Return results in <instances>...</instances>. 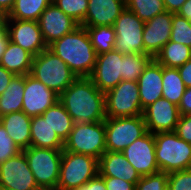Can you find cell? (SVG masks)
I'll return each instance as SVG.
<instances>
[{
    "label": "cell",
    "instance_id": "cell-32",
    "mask_svg": "<svg viewBox=\"0 0 191 190\" xmlns=\"http://www.w3.org/2000/svg\"><path fill=\"white\" fill-rule=\"evenodd\" d=\"M126 8L146 22L166 11L163 0H125Z\"/></svg>",
    "mask_w": 191,
    "mask_h": 190
},
{
    "label": "cell",
    "instance_id": "cell-33",
    "mask_svg": "<svg viewBox=\"0 0 191 190\" xmlns=\"http://www.w3.org/2000/svg\"><path fill=\"white\" fill-rule=\"evenodd\" d=\"M170 41L182 43L191 48V22L173 14Z\"/></svg>",
    "mask_w": 191,
    "mask_h": 190
},
{
    "label": "cell",
    "instance_id": "cell-42",
    "mask_svg": "<svg viewBox=\"0 0 191 190\" xmlns=\"http://www.w3.org/2000/svg\"><path fill=\"white\" fill-rule=\"evenodd\" d=\"M178 109L181 115L191 114V87H186Z\"/></svg>",
    "mask_w": 191,
    "mask_h": 190
},
{
    "label": "cell",
    "instance_id": "cell-40",
    "mask_svg": "<svg viewBox=\"0 0 191 190\" xmlns=\"http://www.w3.org/2000/svg\"><path fill=\"white\" fill-rule=\"evenodd\" d=\"M9 40L7 15L0 13V59L5 52Z\"/></svg>",
    "mask_w": 191,
    "mask_h": 190
},
{
    "label": "cell",
    "instance_id": "cell-13",
    "mask_svg": "<svg viewBox=\"0 0 191 190\" xmlns=\"http://www.w3.org/2000/svg\"><path fill=\"white\" fill-rule=\"evenodd\" d=\"M121 153L141 177L160 172L155 155L154 134L149 131Z\"/></svg>",
    "mask_w": 191,
    "mask_h": 190
},
{
    "label": "cell",
    "instance_id": "cell-4",
    "mask_svg": "<svg viewBox=\"0 0 191 190\" xmlns=\"http://www.w3.org/2000/svg\"><path fill=\"white\" fill-rule=\"evenodd\" d=\"M155 155L160 172L171 173L191 168V144L173 132L154 134Z\"/></svg>",
    "mask_w": 191,
    "mask_h": 190
},
{
    "label": "cell",
    "instance_id": "cell-17",
    "mask_svg": "<svg viewBox=\"0 0 191 190\" xmlns=\"http://www.w3.org/2000/svg\"><path fill=\"white\" fill-rule=\"evenodd\" d=\"M8 34L10 41L33 56L48 48L37 21L8 19Z\"/></svg>",
    "mask_w": 191,
    "mask_h": 190
},
{
    "label": "cell",
    "instance_id": "cell-47",
    "mask_svg": "<svg viewBox=\"0 0 191 190\" xmlns=\"http://www.w3.org/2000/svg\"><path fill=\"white\" fill-rule=\"evenodd\" d=\"M15 0H0V13L8 14L14 5Z\"/></svg>",
    "mask_w": 191,
    "mask_h": 190
},
{
    "label": "cell",
    "instance_id": "cell-2",
    "mask_svg": "<svg viewBox=\"0 0 191 190\" xmlns=\"http://www.w3.org/2000/svg\"><path fill=\"white\" fill-rule=\"evenodd\" d=\"M48 48L61 58L77 77H89L96 64L97 54L85 27L55 40Z\"/></svg>",
    "mask_w": 191,
    "mask_h": 190
},
{
    "label": "cell",
    "instance_id": "cell-8",
    "mask_svg": "<svg viewBox=\"0 0 191 190\" xmlns=\"http://www.w3.org/2000/svg\"><path fill=\"white\" fill-rule=\"evenodd\" d=\"M106 151L122 152L148 130L143 115L121 118H106Z\"/></svg>",
    "mask_w": 191,
    "mask_h": 190
},
{
    "label": "cell",
    "instance_id": "cell-18",
    "mask_svg": "<svg viewBox=\"0 0 191 190\" xmlns=\"http://www.w3.org/2000/svg\"><path fill=\"white\" fill-rule=\"evenodd\" d=\"M173 14L165 11L145 22L143 29L144 54H150L154 58L170 41Z\"/></svg>",
    "mask_w": 191,
    "mask_h": 190
},
{
    "label": "cell",
    "instance_id": "cell-37",
    "mask_svg": "<svg viewBox=\"0 0 191 190\" xmlns=\"http://www.w3.org/2000/svg\"><path fill=\"white\" fill-rule=\"evenodd\" d=\"M168 190H191V168L168 173Z\"/></svg>",
    "mask_w": 191,
    "mask_h": 190
},
{
    "label": "cell",
    "instance_id": "cell-26",
    "mask_svg": "<svg viewBox=\"0 0 191 190\" xmlns=\"http://www.w3.org/2000/svg\"><path fill=\"white\" fill-rule=\"evenodd\" d=\"M154 59L162 66L178 68L191 59V48L182 43L169 41Z\"/></svg>",
    "mask_w": 191,
    "mask_h": 190
},
{
    "label": "cell",
    "instance_id": "cell-22",
    "mask_svg": "<svg viewBox=\"0 0 191 190\" xmlns=\"http://www.w3.org/2000/svg\"><path fill=\"white\" fill-rule=\"evenodd\" d=\"M31 118L23 111L0 117L1 125L21 150L31 146Z\"/></svg>",
    "mask_w": 191,
    "mask_h": 190
},
{
    "label": "cell",
    "instance_id": "cell-25",
    "mask_svg": "<svg viewBox=\"0 0 191 190\" xmlns=\"http://www.w3.org/2000/svg\"><path fill=\"white\" fill-rule=\"evenodd\" d=\"M24 95V75H15L5 91L0 95V117L22 111Z\"/></svg>",
    "mask_w": 191,
    "mask_h": 190
},
{
    "label": "cell",
    "instance_id": "cell-30",
    "mask_svg": "<svg viewBox=\"0 0 191 190\" xmlns=\"http://www.w3.org/2000/svg\"><path fill=\"white\" fill-rule=\"evenodd\" d=\"M96 54L114 50L116 34L113 26L85 27Z\"/></svg>",
    "mask_w": 191,
    "mask_h": 190
},
{
    "label": "cell",
    "instance_id": "cell-6",
    "mask_svg": "<svg viewBox=\"0 0 191 190\" xmlns=\"http://www.w3.org/2000/svg\"><path fill=\"white\" fill-rule=\"evenodd\" d=\"M98 174V159L90 155L63 150L56 190H73Z\"/></svg>",
    "mask_w": 191,
    "mask_h": 190
},
{
    "label": "cell",
    "instance_id": "cell-28",
    "mask_svg": "<svg viewBox=\"0 0 191 190\" xmlns=\"http://www.w3.org/2000/svg\"><path fill=\"white\" fill-rule=\"evenodd\" d=\"M42 116L63 141L68 138L73 128L74 121L59 101L48 108Z\"/></svg>",
    "mask_w": 191,
    "mask_h": 190
},
{
    "label": "cell",
    "instance_id": "cell-5",
    "mask_svg": "<svg viewBox=\"0 0 191 190\" xmlns=\"http://www.w3.org/2000/svg\"><path fill=\"white\" fill-rule=\"evenodd\" d=\"M63 150L90 155L99 160L106 152L104 121L74 123L68 138L64 141Z\"/></svg>",
    "mask_w": 191,
    "mask_h": 190
},
{
    "label": "cell",
    "instance_id": "cell-45",
    "mask_svg": "<svg viewBox=\"0 0 191 190\" xmlns=\"http://www.w3.org/2000/svg\"><path fill=\"white\" fill-rule=\"evenodd\" d=\"M186 0H163L166 11L177 14Z\"/></svg>",
    "mask_w": 191,
    "mask_h": 190
},
{
    "label": "cell",
    "instance_id": "cell-10",
    "mask_svg": "<svg viewBox=\"0 0 191 190\" xmlns=\"http://www.w3.org/2000/svg\"><path fill=\"white\" fill-rule=\"evenodd\" d=\"M144 24V21L125 7L113 25L116 34L114 50L123 54H144Z\"/></svg>",
    "mask_w": 191,
    "mask_h": 190
},
{
    "label": "cell",
    "instance_id": "cell-41",
    "mask_svg": "<svg viewBox=\"0 0 191 190\" xmlns=\"http://www.w3.org/2000/svg\"><path fill=\"white\" fill-rule=\"evenodd\" d=\"M73 190H106V185L104 179L98 174L95 178Z\"/></svg>",
    "mask_w": 191,
    "mask_h": 190
},
{
    "label": "cell",
    "instance_id": "cell-44",
    "mask_svg": "<svg viewBox=\"0 0 191 190\" xmlns=\"http://www.w3.org/2000/svg\"><path fill=\"white\" fill-rule=\"evenodd\" d=\"M14 76V73L7 71L0 65V95L5 91Z\"/></svg>",
    "mask_w": 191,
    "mask_h": 190
},
{
    "label": "cell",
    "instance_id": "cell-24",
    "mask_svg": "<svg viewBox=\"0 0 191 190\" xmlns=\"http://www.w3.org/2000/svg\"><path fill=\"white\" fill-rule=\"evenodd\" d=\"M31 146L63 150L64 141L52 130L42 115L31 118Z\"/></svg>",
    "mask_w": 191,
    "mask_h": 190
},
{
    "label": "cell",
    "instance_id": "cell-23",
    "mask_svg": "<svg viewBox=\"0 0 191 190\" xmlns=\"http://www.w3.org/2000/svg\"><path fill=\"white\" fill-rule=\"evenodd\" d=\"M33 55L9 40L0 65L15 75H27L32 69Z\"/></svg>",
    "mask_w": 191,
    "mask_h": 190
},
{
    "label": "cell",
    "instance_id": "cell-43",
    "mask_svg": "<svg viewBox=\"0 0 191 190\" xmlns=\"http://www.w3.org/2000/svg\"><path fill=\"white\" fill-rule=\"evenodd\" d=\"M181 79L186 87H191V59L186 61L182 66L178 67Z\"/></svg>",
    "mask_w": 191,
    "mask_h": 190
},
{
    "label": "cell",
    "instance_id": "cell-46",
    "mask_svg": "<svg viewBox=\"0 0 191 190\" xmlns=\"http://www.w3.org/2000/svg\"><path fill=\"white\" fill-rule=\"evenodd\" d=\"M177 14L191 22V0H186Z\"/></svg>",
    "mask_w": 191,
    "mask_h": 190
},
{
    "label": "cell",
    "instance_id": "cell-31",
    "mask_svg": "<svg viewBox=\"0 0 191 190\" xmlns=\"http://www.w3.org/2000/svg\"><path fill=\"white\" fill-rule=\"evenodd\" d=\"M152 59L153 57L150 54H123L122 80L137 82L139 76L144 72L145 67Z\"/></svg>",
    "mask_w": 191,
    "mask_h": 190
},
{
    "label": "cell",
    "instance_id": "cell-20",
    "mask_svg": "<svg viewBox=\"0 0 191 190\" xmlns=\"http://www.w3.org/2000/svg\"><path fill=\"white\" fill-rule=\"evenodd\" d=\"M138 88L142 110L162 98V65L154 58L138 78Z\"/></svg>",
    "mask_w": 191,
    "mask_h": 190
},
{
    "label": "cell",
    "instance_id": "cell-29",
    "mask_svg": "<svg viewBox=\"0 0 191 190\" xmlns=\"http://www.w3.org/2000/svg\"><path fill=\"white\" fill-rule=\"evenodd\" d=\"M52 0H15L8 19L38 21L42 12Z\"/></svg>",
    "mask_w": 191,
    "mask_h": 190
},
{
    "label": "cell",
    "instance_id": "cell-39",
    "mask_svg": "<svg viewBox=\"0 0 191 190\" xmlns=\"http://www.w3.org/2000/svg\"><path fill=\"white\" fill-rule=\"evenodd\" d=\"M104 179L106 190H135L136 185L120 178L101 176Z\"/></svg>",
    "mask_w": 191,
    "mask_h": 190
},
{
    "label": "cell",
    "instance_id": "cell-27",
    "mask_svg": "<svg viewBox=\"0 0 191 190\" xmlns=\"http://www.w3.org/2000/svg\"><path fill=\"white\" fill-rule=\"evenodd\" d=\"M162 83V97L178 106L186 90L178 68L162 66Z\"/></svg>",
    "mask_w": 191,
    "mask_h": 190
},
{
    "label": "cell",
    "instance_id": "cell-36",
    "mask_svg": "<svg viewBox=\"0 0 191 190\" xmlns=\"http://www.w3.org/2000/svg\"><path fill=\"white\" fill-rule=\"evenodd\" d=\"M21 151L0 123V164L16 156Z\"/></svg>",
    "mask_w": 191,
    "mask_h": 190
},
{
    "label": "cell",
    "instance_id": "cell-9",
    "mask_svg": "<svg viewBox=\"0 0 191 190\" xmlns=\"http://www.w3.org/2000/svg\"><path fill=\"white\" fill-rule=\"evenodd\" d=\"M106 118L143 115L136 81L122 80L105 93Z\"/></svg>",
    "mask_w": 191,
    "mask_h": 190
},
{
    "label": "cell",
    "instance_id": "cell-14",
    "mask_svg": "<svg viewBox=\"0 0 191 190\" xmlns=\"http://www.w3.org/2000/svg\"><path fill=\"white\" fill-rule=\"evenodd\" d=\"M59 101V95L38 81L30 73L24 75L22 111L28 116L42 115Z\"/></svg>",
    "mask_w": 191,
    "mask_h": 190
},
{
    "label": "cell",
    "instance_id": "cell-38",
    "mask_svg": "<svg viewBox=\"0 0 191 190\" xmlns=\"http://www.w3.org/2000/svg\"><path fill=\"white\" fill-rule=\"evenodd\" d=\"M174 132L178 137L191 144V114L180 116Z\"/></svg>",
    "mask_w": 191,
    "mask_h": 190
},
{
    "label": "cell",
    "instance_id": "cell-34",
    "mask_svg": "<svg viewBox=\"0 0 191 190\" xmlns=\"http://www.w3.org/2000/svg\"><path fill=\"white\" fill-rule=\"evenodd\" d=\"M66 15L81 24L88 10V0H52Z\"/></svg>",
    "mask_w": 191,
    "mask_h": 190
},
{
    "label": "cell",
    "instance_id": "cell-19",
    "mask_svg": "<svg viewBox=\"0 0 191 190\" xmlns=\"http://www.w3.org/2000/svg\"><path fill=\"white\" fill-rule=\"evenodd\" d=\"M125 7V0H88V10L80 26H113Z\"/></svg>",
    "mask_w": 191,
    "mask_h": 190
},
{
    "label": "cell",
    "instance_id": "cell-21",
    "mask_svg": "<svg viewBox=\"0 0 191 190\" xmlns=\"http://www.w3.org/2000/svg\"><path fill=\"white\" fill-rule=\"evenodd\" d=\"M100 176L115 177L136 183L141 176L121 152L106 151L98 160Z\"/></svg>",
    "mask_w": 191,
    "mask_h": 190
},
{
    "label": "cell",
    "instance_id": "cell-1",
    "mask_svg": "<svg viewBox=\"0 0 191 190\" xmlns=\"http://www.w3.org/2000/svg\"><path fill=\"white\" fill-rule=\"evenodd\" d=\"M74 123L101 122L106 119L105 93L89 77H77L60 95Z\"/></svg>",
    "mask_w": 191,
    "mask_h": 190
},
{
    "label": "cell",
    "instance_id": "cell-7",
    "mask_svg": "<svg viewBox=\"0 0 191 190\" xmlns=\"http://www.w3.org/2000/svg\"><path fill=\"white\" fill-rule=\"evenodd\" d=\"M41 190H56L63 150L30 146L22 150Z\"/></svg>",
    "mask_w": 191,
    "mask_h": 190
},
{
    "label": "cell",
    "instance_id": "cell-12",
    "mask_svg": "<svg viewBox=\"0 0 191 190\" xmlns=\"http://www.w3.org/2000/svg\"><path fill=\"white\" fill-rule=\"evenodd\" d=\"M123 53L112 50L97 55L96 64L89 76L94 85L106 93L122 81Z\"/></svg>",
    "mask_w": 191,
    "mask_h": 190
},
{
    "label": "cell",
    "instance_id": "cell-11",
    "mask_svg": "<svg viewBox=\"0 0 191 190\" xmlns=\"http://www.w3.org/2000/svg\"><path fill=\"white\" fill-rule=\"evenodd\" d=\"M0 188L9 190H41L23 151L0 164Z\"/></svg>",
    "mask_w": 191,
    "mask_h": 190
},
{
    "label": "cell",
    "instance_id": "cell-3",
    "mask_svg": "<svg viewBox=\"0 0 191 190\" xmlns=\"http://www.w3.org/2000/svg\"><path fill=\"white\" fill-rule=\"evenodd\" d=\"M30 74L60 95L77 75L49 48L33 56Z\"/></svg>",
    "mask_w": 191,
    "mask_h": 190
},
{
    "label": "cell",
    "instance_id": "cell-35",
    "mask_svg": "<svg viewBox=\"0 0 191 190\" xmlns=\"http://www.w3.org/2000/svg\"><path fill=\"white\" fill-rule=\"evenodd\" d=\"M135 190H168V173L142 176L136 183Z\"/></svg>",
    "mask_w": 191,
    "mask_h": 190
},
{
    "label": "cell",
    "instance_id": "cell-16",
    "mask_svg": "<svg viewBox=\"0 0 191 190\" xmlns=\"http://www.w3.org/2000/svg\"><path fill=\"white\" fill-rule=\"evenodd\" d=\"M37 22L47 46L80 26L77 21L66 15L53 2L42 12Z\"/></svg>",
    "mask_w": 191,
    "mask_h": 190
},
{
    "label": "cell",
    "instance_id": "cell-15",
    "mask_svg": "<svg viewBox=\"0 0 191 190\" xmlns=\"http://www.w3.org/2000/svg\"><path fill=\"white\" fill-rule=\"evenodd\" d=\"M178 106L160 98L143 110V118L150 133L173 132L180 119Z\"/></svg>",
    "mask_w": 191,
    "mask_h": 190
}]
</instances>
